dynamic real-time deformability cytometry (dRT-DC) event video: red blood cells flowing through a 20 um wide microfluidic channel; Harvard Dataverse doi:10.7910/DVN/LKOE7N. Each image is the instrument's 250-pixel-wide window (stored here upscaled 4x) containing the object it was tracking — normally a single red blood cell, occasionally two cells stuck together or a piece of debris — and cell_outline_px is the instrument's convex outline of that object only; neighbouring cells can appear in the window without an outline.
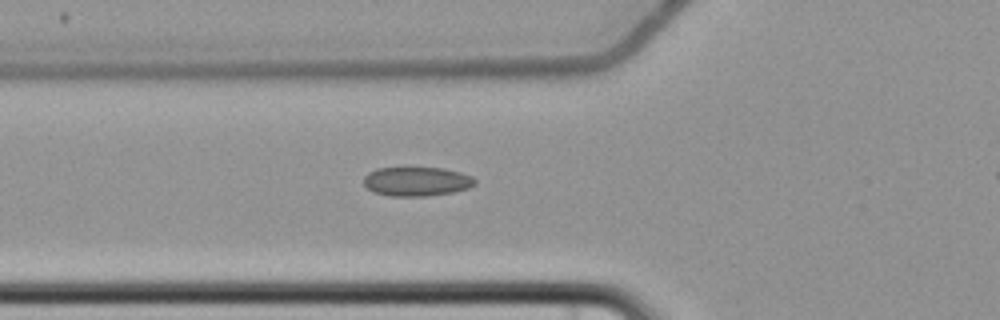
{"species": "common noctule bat (a hibernating species)", "species_latin": "Nyctalus noctula", "temperature_condition": "cold", "stored_images_in_passage": 2, "camera_frame_rate_fps": 3000, "um_per_image_px": 0.085, "animal": {"sex": "female", "body_mass_g": 22.7, "forearm_length_mm": 54.2}, "frame": {"image": 1, "passage_image": 2, "time_ms": 1.0, "image_size_px": [1000, 320], "cell_outline_px": [[476, 184], [468, 188], [452, 192], [428, 196], [392, 196], [372, 192], [364, 184], [364, 176], [368, 172], [376, 168], [444, 168], [460, 172], [472, 176], [476, 180]], "centroid_in_image_um": [35.42, 15.42], "position_along_channel_um": 90.4, "area_um2": 18.96}}